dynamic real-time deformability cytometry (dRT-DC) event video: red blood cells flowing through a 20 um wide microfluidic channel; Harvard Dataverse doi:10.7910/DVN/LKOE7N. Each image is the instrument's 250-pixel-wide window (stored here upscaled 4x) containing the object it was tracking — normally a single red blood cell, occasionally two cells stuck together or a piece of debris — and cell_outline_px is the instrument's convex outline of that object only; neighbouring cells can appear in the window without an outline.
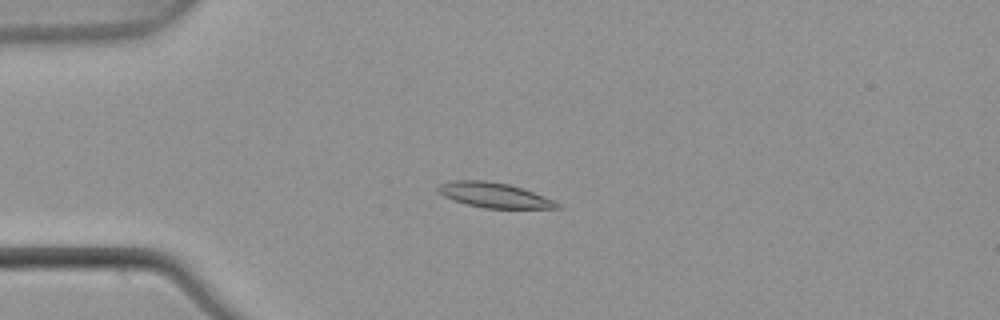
{"species": "common noctule bat (a hibernating species)", "species_latin": "Nyctalus noctula", "temperature_condition": "warm", "stored_images_in_passage": 6, "camera_frame_rate_fps": 3000, "um_per_image_px": 0.085, "animal": {"sex": "male", "body_mass_g": 21.5, "forearm_length_mm": 52.0}, "frame": {"image": 1, "passage_image": 4, "time_ms": 1.0, "image_size_px": [1000, 320], "cell_outline_px": [[564, 208], [484, 208], [452, 200], [436, 192], [436, 188], [440, 184], [456, 180], [484, 180], [508, 184], [544, 196], [560, 204]], "centroid_in_image_um": [41.96, 16.59], "position_along_channel_um": 43.0, "area_um2": 17.17}}
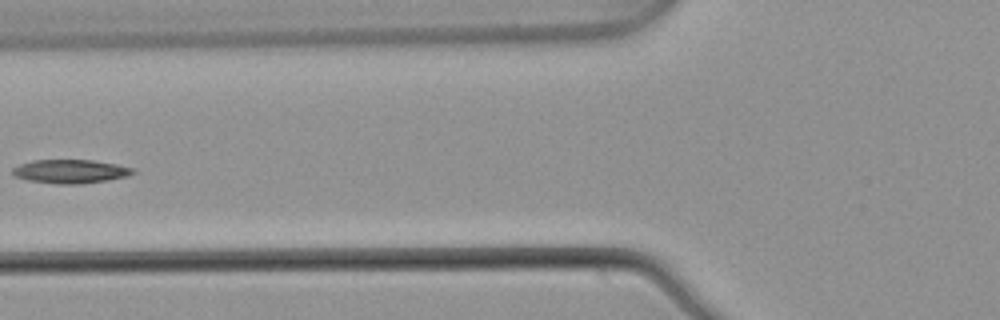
{"frame": {"image": 2, "passage_image": 6, "time_ms": 1.667, "image_size_px": [1000, 320], "cell_outline_px": [[136, 172], [124, 176], [108, 180], [80, 184], [56, 184], [28, 180], [12, 176], [12, 168], [20, 164], [32, 160], [92, 160], [116, 164], [136, 168]], "centroid_in_image_um": [5.96, 14.57], "position_along_channel_um": 119.8, "area_um2": 16.7}}